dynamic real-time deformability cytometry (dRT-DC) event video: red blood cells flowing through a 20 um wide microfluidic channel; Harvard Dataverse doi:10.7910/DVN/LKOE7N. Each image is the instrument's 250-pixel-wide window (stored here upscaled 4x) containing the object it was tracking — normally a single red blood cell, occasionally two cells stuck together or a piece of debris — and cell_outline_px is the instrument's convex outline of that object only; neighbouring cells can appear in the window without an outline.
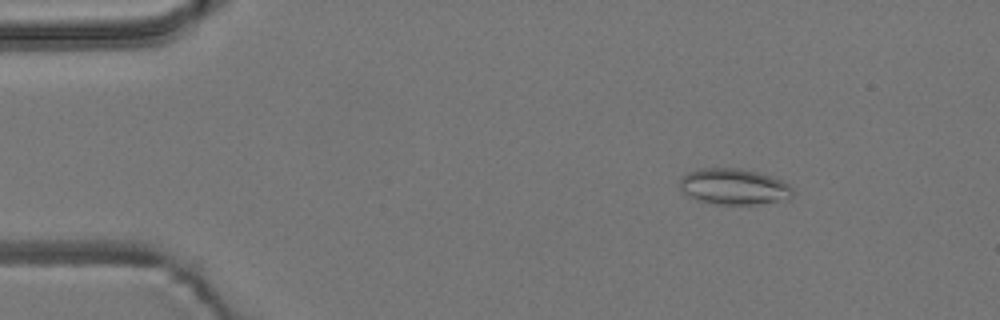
{"species": "common noctule bat (a hibernating species)", "species_latin": "Nyctalus noctula", "temperature_condition": "room temperature", "stored_images_in_passage": 5, "camera_frame_rate_fps": 3000, "um_per_image_px": 0.085, "animal": {"sex": "male", "body_mass_g": 19.2, "forearm_length_mm": 51.8}, "frame": {"image": 1, "passage_image": 3, "time_ms": 0.667, "image_size_px": [1000, 320], "cell_outline_px": [[796, 192], [792, 196], [760, 204], [716, 204], [700, 200], [684, 192], [680, 188], [680, 176], [688, 172], [700, 168], [740, 168], [756, 172], [784, 180]], "centroid_in_image_um": [62.38, 15.84], "position_along_channel_um": 22.6, "area_um2": 23.47}}